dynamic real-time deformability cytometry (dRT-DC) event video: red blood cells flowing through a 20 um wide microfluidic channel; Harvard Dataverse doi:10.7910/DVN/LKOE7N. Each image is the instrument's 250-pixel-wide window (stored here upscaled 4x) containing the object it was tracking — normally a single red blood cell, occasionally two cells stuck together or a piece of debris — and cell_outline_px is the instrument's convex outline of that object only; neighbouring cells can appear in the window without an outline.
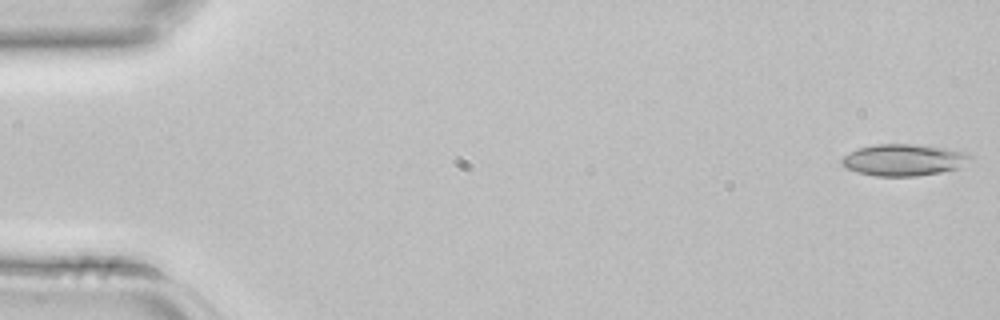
{"species": "common noctule bat (a hibernating species)", "species_latin": "Nyctalus noctula", "temperature_condition": "room temperature", "stored_images_in_passage": 4, "camera_frame_rate_fps": 3000, "um_per_image_px": 0.085, "animal": {"sex": "female", "body_mass_g": 22.7, "forearm_length_mm": 54.2}, "frame": {"image": 1, "passage_image": 1, "time_ms": 0.0, "image_size_px": [1000, 320], "cell_outline_px": [[972, 160], [960, 168], [940, 172], [916, 176], [876, 176], [856, 172], [840, 164], [840, 160], [844, 156], [860, 148], [876, 144], [920, 144], [948, 148], [964, 152], [972, 156]], "centroid_in_image_um": [76.86, 13.59], "position_along_channel_um": 8.1, "area_um2": 23.81}}
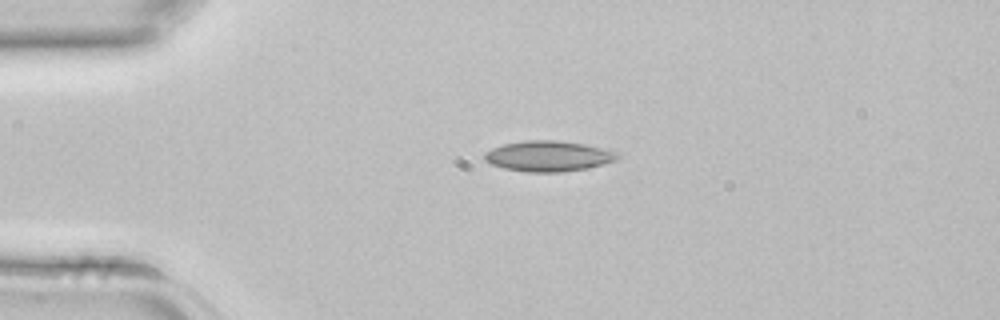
{"frame": {"image": 2, "passage_image": 3, "time_ms": 0.667, "image_size_px": [1000, 320], "cell_outline_px": [[620, 156], [616, 160], [604, 164], [588, 168], [564, 172], [528, 172], [504, 168], [492, 164], [484, 160], [484, 152], [492, 148], [504, 144], [524, 140], [556, 140], [584, 144], [616, 152]], "centroid_in_image_um": [46.59, 13.27], "position_along_channel_um": 38.4, "area_um2": 23.64}}
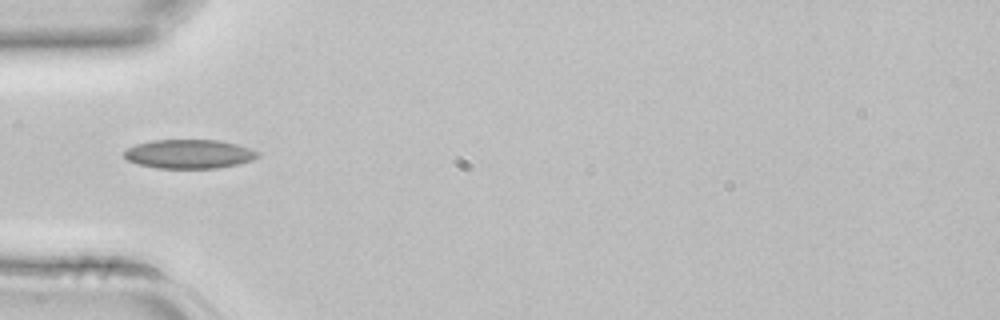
{"frame": {"image": 3, "passage_image": 4, "time_ms": 1.0, "image_size_px": [1000, 320], "cell_outline_px": [[260, 156], [252, 160], [240, 164], [216, 168], [156, 168], [136, 164], [128, 160], [124, 156], [124, 152], [128, 148], [136, 144], [152, 140], [220, 140], [252, 148], [260, 152]], "centroid_in_image_um": [16.11, 13.09], "position_along_channel_um": 68.9, "area_um2": 22.77}}